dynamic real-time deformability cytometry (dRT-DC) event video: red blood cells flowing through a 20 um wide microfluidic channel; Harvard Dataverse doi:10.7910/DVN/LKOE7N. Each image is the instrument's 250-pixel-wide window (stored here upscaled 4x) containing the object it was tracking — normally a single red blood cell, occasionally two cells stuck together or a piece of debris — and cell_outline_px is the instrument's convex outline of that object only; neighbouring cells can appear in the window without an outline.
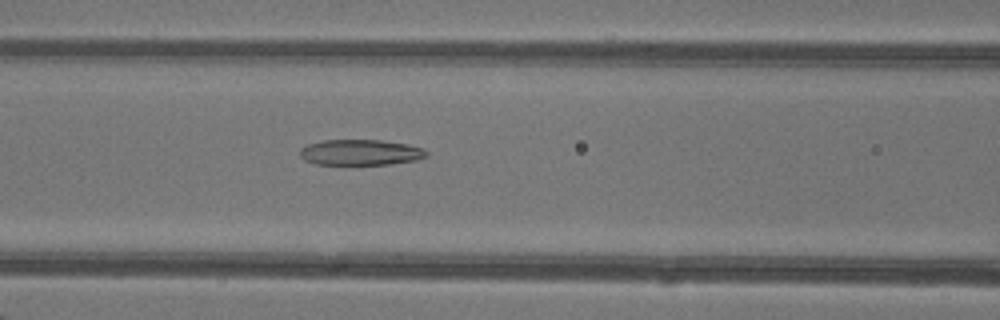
{"species": "common noctule bat (a hibernating species)", "species_latin": "Nyctalus noctula", "temperature_condition": "warm", "stored_images_in_passage": 44, "camera_frame_rate_fps": 3000, "um_per_image_px": 0.085, "animal": {"sex": "female"}, "frame": {"image": 1, "passage_image": 17, "time_ms": 5.333, "image_size_px": [1000, 320], "cell_outline_px": [[428, 156], [416, 160], [388, 164], [316, 164], [304, 160], [300, 156], [300, 148], [308, 144], [324, 140], [380, 140], [408, 144], [424, 148], [428, 152]], "centroid_in_image_um": [30.66, 12.95], "position_along_channel_um": 135.9, "area_um2": 18.96}}
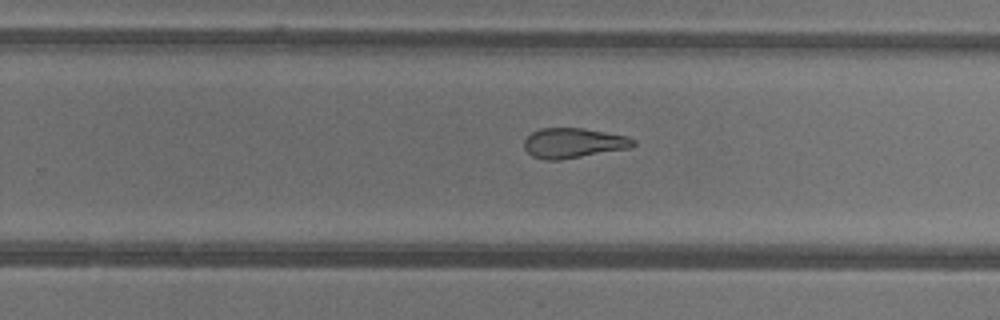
{"frame": {"image": 2, "passage_image": 27, "time_ms": 8.667, "image_size_px": [1000, 320], "cell_outline_px": [[636, 144], [632, 148], [560, 160], [544, 160], [532, 156], [524, 148], [524, 140], [532, 132], [540, 128], [584, 128], [628, 136], [636, 140]], "centroid_in_image_um": [48.77, 12.16], "position_along_channel_um": 281.0, "area_um2": 19.31}}
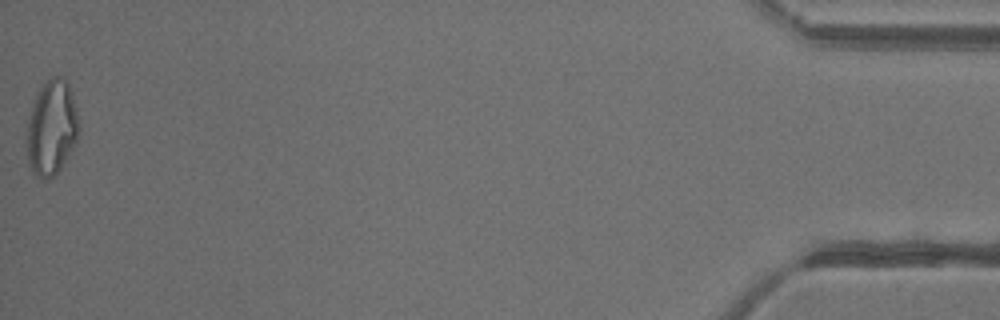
{"frame": {"image": 3, "passage_image": 44, "time_ms": 14.333, "image_size_px": [1000, 320], "cell_outline_px": [[80, 132], [72, 148], [60, 168], [48, 180], [44, 180], [36, 176], [28, 160], [28, 124], [32, 108], [36, 96], [40, 88], [52, 76], [64, 76], [68, 84], [76, 108], [80, 128]], "centroid_in_image_um": [4.42, 10.85], "position_along_channel_um": 430.8, "area_um2": 28.15}, "authors_computed_cell_mechanics": {"area_um2": 22.4842, "velocity_mm_per_s": 4.3545, "shape_relaxation_time_tau1_ms": null, "shape_relaxation_time_tau2_ms": 2.7532, "deformation_change_tau1": null, "deformation_change_tau2": 0.1234}}